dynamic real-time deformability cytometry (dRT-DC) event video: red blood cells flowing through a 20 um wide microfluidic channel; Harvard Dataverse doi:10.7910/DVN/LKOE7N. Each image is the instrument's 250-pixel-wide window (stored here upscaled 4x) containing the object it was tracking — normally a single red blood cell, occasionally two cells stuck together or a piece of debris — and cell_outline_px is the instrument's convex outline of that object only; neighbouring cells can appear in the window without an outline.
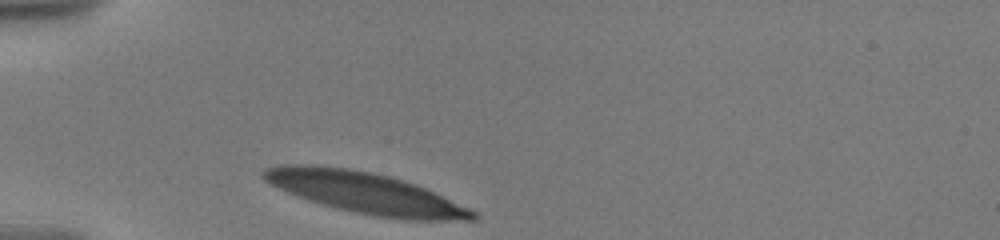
{"species": "human", "species_latin": "Homo sapiens", "temperature_condition": "warm", "stored_images_in_passage": 5, "camera_frame_rate_fps": 3000, "um_per_image_px": 0.085, "donor": {"sex": "male"}, "frame": {"image": 1, "passage_image": 1, "time_ms": 0.0, "image_size_px": [1000, 240], "cell_outline_px": [[480, 216], [476, 220], [404, 220], [376, 216], [356, 212], [308, 200], [288, 192], [264, 180], [260, 176], [260, 172], [264, 168], [276, 164], [308, 164], [348, 168], [388, 176], [404, 180], [416, 184], [468, 208], [476, 212]], "centroid_in_image_um": [31.02, 16.38], "position_along_channel_um": 54.0, "area_um2": 49.71}}
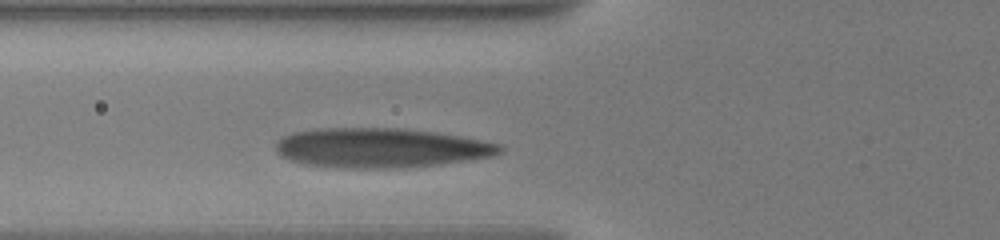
{"frame": {"image": 2, "passage_image": 5, "time_ms": 1.667, "image_size_px": [1000, 240], "cell_outline_px": [[504, 152], [496, 156], [440, 164], [400, 168], [340, 168], [304, 164], [288, 160], [280, 156], [276, 152], [276, 144], [284, 136], [296, 132], [316, 128], [400, 128], [436, 132], [484, 140], [504, 144]], "centroid_in_image_um": [32.42, 12.57], "position_along_channel_um": 93.4, "area_um2": 52.25}}